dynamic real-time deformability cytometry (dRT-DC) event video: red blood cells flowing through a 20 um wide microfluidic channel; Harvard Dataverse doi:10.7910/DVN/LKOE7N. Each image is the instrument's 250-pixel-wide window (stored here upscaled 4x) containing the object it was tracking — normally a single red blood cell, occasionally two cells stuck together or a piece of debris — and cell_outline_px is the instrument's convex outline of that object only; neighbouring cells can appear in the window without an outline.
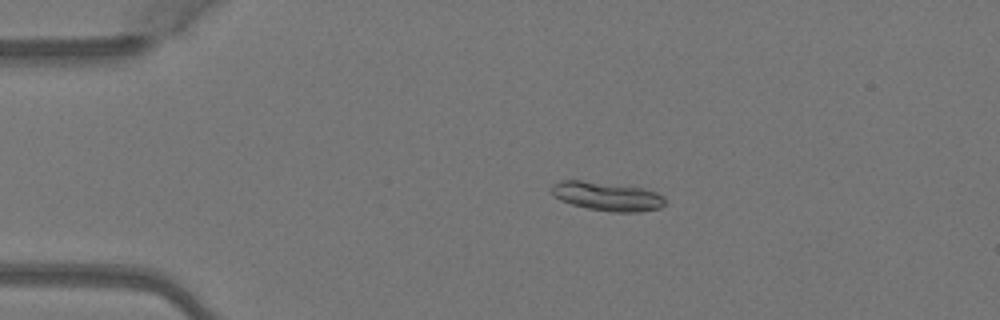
{"species": "Egyptian fruit bat (a non-hibernating species)", "species_latin": "Rousettus aegyptiacus", "temperature_condition": "warm", "stored_images_in_passage": 4, "camera_frame_rate_fps": 3000, "um_per_image_px": 0.085, "animal": {"sex": "female"}, "frame": {"image": 1, "passage_image": 3, "time_ms": 0.667, "image_size_px": [1000, 320], "cell_outline_px": [[664, 204], [660, 208], [640, 212], [612, 212], [588, 208], [572, 204], [560, 200], [552, 196], [552, 184], [560, 180], [580, 180], [644, 188], [656, 192], [664, 196]], "centroid_in_image_um": [51.59, 16.69], "position_along_channel_um": 33.4, "area_um2": 19.07}}